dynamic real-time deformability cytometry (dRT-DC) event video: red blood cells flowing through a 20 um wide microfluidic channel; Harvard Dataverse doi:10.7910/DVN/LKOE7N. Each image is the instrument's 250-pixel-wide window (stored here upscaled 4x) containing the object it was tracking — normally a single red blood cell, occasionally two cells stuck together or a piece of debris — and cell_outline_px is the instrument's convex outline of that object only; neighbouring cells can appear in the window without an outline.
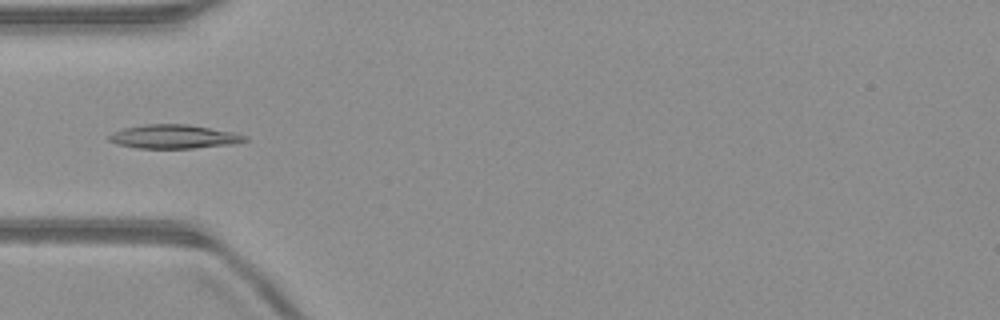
{"species": "common noctule bat (a hibernating species)", "species_latin": "Nyctalus noctula", "temperature_condition": "warm", "stored_images_in_passage": 49, "camera_frame_rate_fps": 3000, "um_per_image_px": 0.085, "animal": {"sex": "male", "body_mass_g": 23.1, "forearm_length_mm": 52.7}, "frame": {"image": 1, "passage_image": 14, "time_ms": 4.333, "image_size_px": [1000, 320], "cell_outline_px": [[248, 140], [236, 144], [192, 148], [136, 148], [116, 144], [108, 140], [108, 136], [112, 132], [124, 128], [144, 124], [188, 124], [236, 132], [248, 136]], "centroid_in_image_um": [14.81, 11.61], "position_along_channel_um": 70.2, "area_um2": 19.13}}
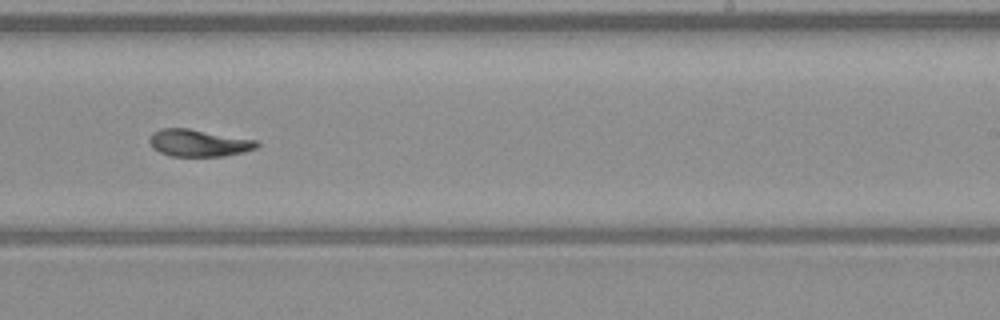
{"frame": {"image": 2, "passage_image": 29, "time_ms": 9.333, "image_size_px": [1000, 320], "cell_outline_px": [[260, 144], [256, 148], [244, 152], [224, 156], [172, 156], [160, 152], [152, 148], [148, 140], [152, 132], [160, 128], [188, 128], [256, 140]], "centroid_in_image_um": [16.85, 12.15], "position_along_channel_um": 272.1, "area_um2": 16.99}}
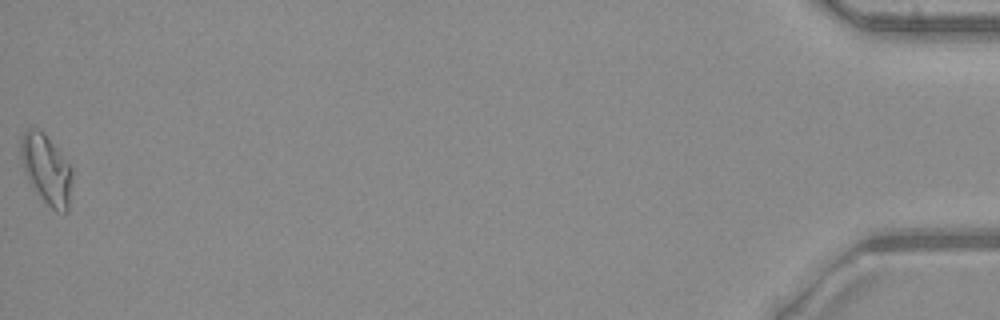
{"frame": {"image": 3, "passage_image": 49, "time_ms": 16.0, "image_size_px": [1000, 320], "cell_outline_px": [[72, 180], [68, 212], [56, 212], [40, 196], [28, 180], [24, 172], [20, 156], [20, 140], [24, 132], [28, 128], [36, 128], [44, 132], [72, 168]], "centroid_in_image_um": [3.94, 14.38], "position_along_channel_um": 431.3, "area_um2": 20.81}, "authors_computed_cell_mechanics": {"area_um2": 17.5134, "velocity_mm_per_s": 4.0211, "shape_relaxation_time_tau1_ms": null, "shape_relaxation_time_tau2_ms": 6.002, "deformation_change_tau1": null, "deformation_change_tau2": 0.0814}}